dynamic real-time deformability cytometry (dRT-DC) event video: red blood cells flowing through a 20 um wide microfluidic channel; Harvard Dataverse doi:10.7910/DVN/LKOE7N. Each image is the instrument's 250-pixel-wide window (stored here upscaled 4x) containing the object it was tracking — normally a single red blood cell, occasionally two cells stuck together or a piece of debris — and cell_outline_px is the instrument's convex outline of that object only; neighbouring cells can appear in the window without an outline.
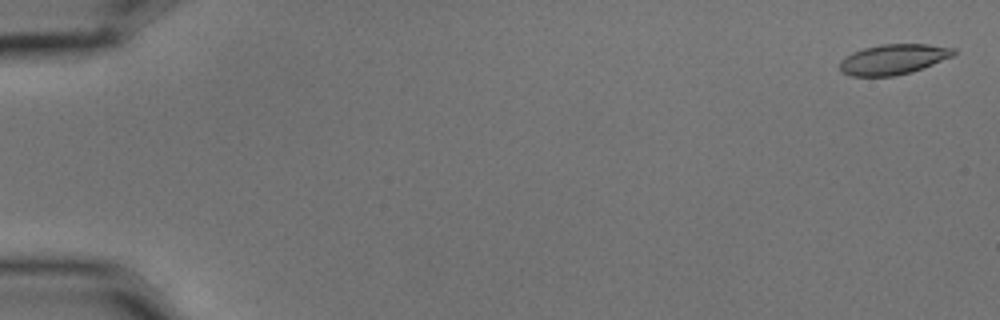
{"species": "common noctule bat (a hibernating species)", "species_latin": "Nyctalus noctula", "temperature_condition": "cold", "stored_images_in_passage": 6, "camera_frame_rate_fps": 3000, "um_per_image_px": 0.085, "animal": {"sex": "male", "body_mass_g": 15.6}, "frame": {"image": 1, "passage_image": 1, "time_ms": 0.0, "image_size_px": [1000, 320], "cell_outline_px": [[956, 52], [952, 56], [932, 64], [908, 72], [892, 76], [852, 76], [840, 72], [840, 60], [844, 56], [852, 52], [864, 48], [880, 44], [928, 44], [956, 48]], "centroid_in_image_um": [75.88, 5.03], "position_along_channel_um": 9.1, "area_um2": 19.94}}
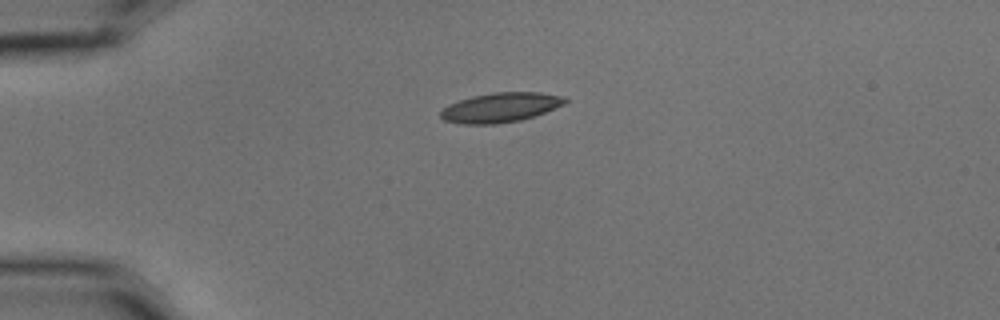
{"frame": {"image": 2, "passage_image": 4, "time_ms": 1.0, "image_size_px": [1000, 320], "cell_outline_px": [[568, 100], [564, 104], [544, 112], [520, 120], [496, 124], [464, 124], [444, 120], [440, 116], [440, 112], [448, 104], [472, 96], [492, 92], [540, 92], [564, 96]], "centroid_in_image_um": [42.53, 9.12], "position_along_channel_um": 42.5, "area_um2": 21.33}}
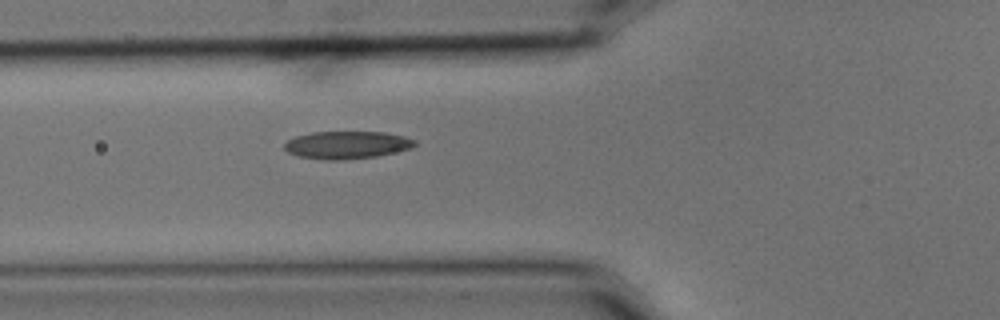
{"frame": {"image": 3, "passage_image": 6, "time_ms": 1.667, "image_size_px": [1000, 320], "cell_outline_px": [[416, 144], [412, 148], [376, 156], [344, 160], [324, 160], [300, 156], [288, 152], [284, 148], [284, 144], [288, 140], [296, 136], [312, 132], [384, 132], [404, 136], [416, 140]], "centroid_in_image_um": [29.49, 12.32], "position_along_channel_um": 96.3, "area_um2": 20.92}}